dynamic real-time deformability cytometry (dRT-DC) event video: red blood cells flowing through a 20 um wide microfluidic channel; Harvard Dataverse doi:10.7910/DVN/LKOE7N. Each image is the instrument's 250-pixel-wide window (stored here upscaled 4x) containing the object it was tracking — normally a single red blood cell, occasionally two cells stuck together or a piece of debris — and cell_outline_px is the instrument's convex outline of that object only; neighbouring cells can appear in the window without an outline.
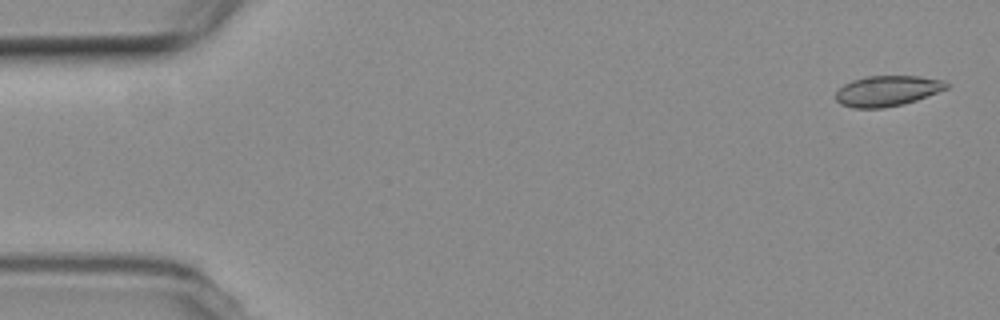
{"species": "common noctule bat (a hibernating species)", "species_latin": "Nyctalus noctula", "temperature_condition": "room temperature", "stored_images_in_passage": 11, "camera_frame_rate_fps": 3000, "um_per_image_px": 0.085, "animal": {"sex": "female", "body_mass_g": 19.3, "forearm_length_mm": 54.1}, "frame": {"image": 1, "passage_image": 1, "time_ms": 0.0, "image_size_px": [1000, 320], "cell_outline_px": [[948, 88], [916, 100], [904, 104], [880, 108], [852, 108], [840, 104], [836, 100], [836, 92], [844, 84], [852, 80], [864, 76], [920, 76], [944, 80], [948, 84]], "centroid_in_image_um": [75.4, 7.72], "position_along_channel_um": 9.6, "area_um2": 19.71}}
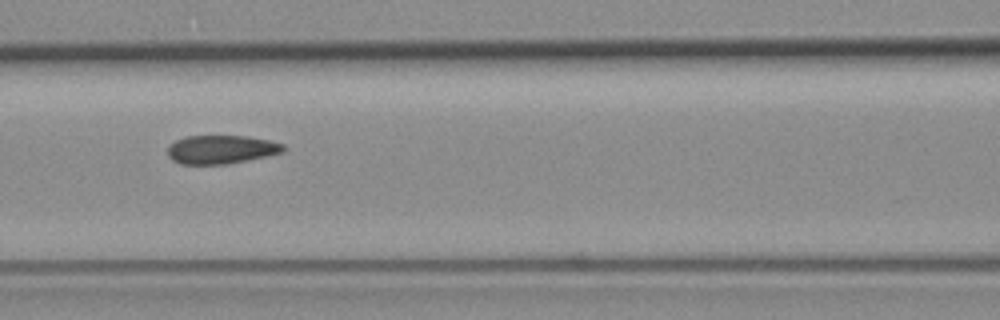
{"frame": {"image": 2, "passage_image": 7, "time_ms": 7.667, "image_size_px": [1000, 320], "cell_outline_px": [[288, 148], [284, 152], [248, 160], [228, 164], [180, 164], [172, 160], [168, 156], [168, 148], [176, 140], [184, 136], [248, 136], [268, 140], [284, 144]], "centroid_in_image_um": [18.83, 12.71], "position_along_channel_um": 147.8, "area_um2": 19.36}}
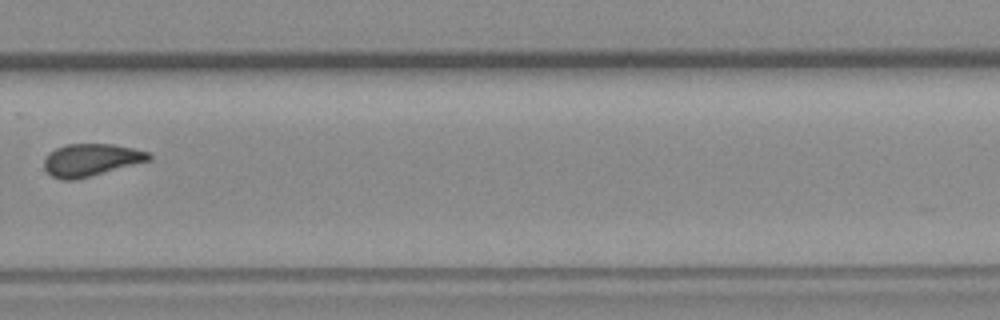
{"frame": {"image": 3, "passage_image": 11, "time_ms": 12.667, "image_size_px": [1000, 320], "cell_outline_px": [[152, 160], [76, 180], [60, 180], [52, 176], [44, 168], [44, 160], [48, 152], [56, 148], [68, 144], [112, 144], [132, 148], [148, 152], [152, 156]], "centroid_in_image_um": [7.73, 13.6], "position_along_channel_um": 322.1, "area_um2": 19.88}}